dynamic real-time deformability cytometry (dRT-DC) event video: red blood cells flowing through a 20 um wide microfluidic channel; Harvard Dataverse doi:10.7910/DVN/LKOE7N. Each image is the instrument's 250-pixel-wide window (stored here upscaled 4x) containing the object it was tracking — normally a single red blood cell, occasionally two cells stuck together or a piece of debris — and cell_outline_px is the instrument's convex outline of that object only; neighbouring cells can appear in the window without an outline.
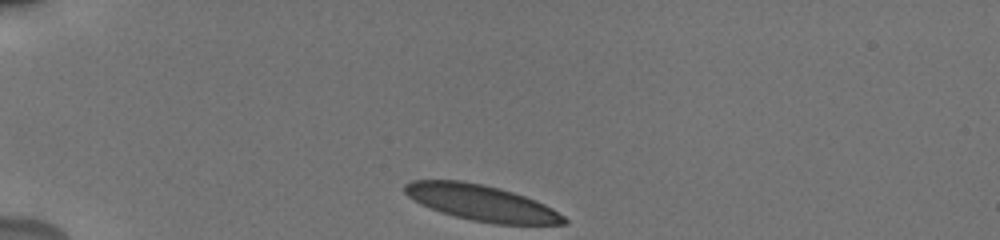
{"species": "human", "species_latin": "Homo sapiens", "temperature_condition": "cold", "stored_images_in_passage": 36, "camera_frame_rate_fps": 3000, "um_per_image_px": 0.085, "donor": {"sex": "male"}, "frame": {"image": 1, "passage_image": 1, "time_ms": 0.0, "image_size_px": [1000, 240], "cell_outline_px": [[568, 224], [496, 224], [472, 220], [440, 212], [420, 204], [408, 196], [404, 192], [404, 184], [412, 180], [460, 180], [484, 184], [500, 188], [536, 200], [552, 208], [564, 216], [568, 220]], "centroid_in_image_um": [40.91, 17.23], "position_along_channel_um": 44.1, "area_um2": 33.23}}
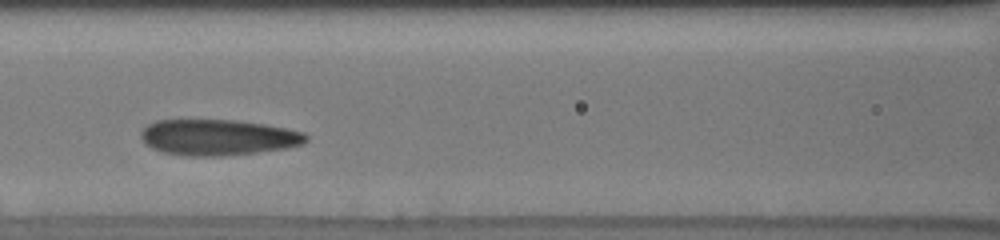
{"frame": {"image": 2, "passage_image": 13, "time_ms": 4.0, "image_size_px": [1000, 240], "cell_outline_px": [[308, 140], [304, 144], [288, 148], [256, 152], [220, 156], [184, 156], [164, 152], [152, 148], [144, 144], [140, 136], [140, 132], [148, 124], [156, 120], [236, 120], [264, 124], [304, 132], [308, 136]], "centroid_in_image_um": [18.52, 11.68], "position_along_channel_um": 148.1, "area_um2": 34.68}}
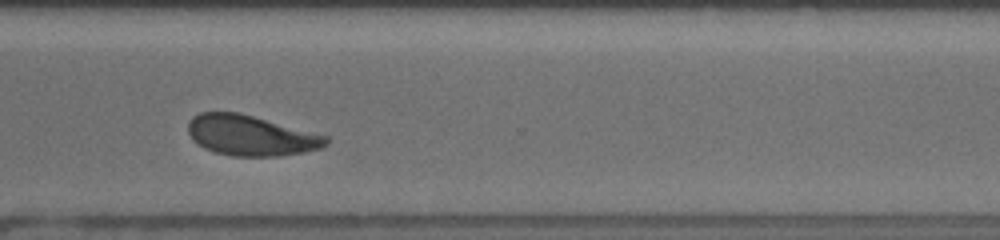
{"frame": {"image": 3, "passage_image": 29, "time_ms": 9.333, "image_size_px": [1000, 240], "cell_outline_px": [[328, 144], [324, 148], [304, 152], [280, 156], [232, 156], [216, 152], [204, 148], [192, 140], [188, 132], [188, 124], [192, 116], [200, 112], [240, 112], [328, 136]], "centroid_in_image_um": [21.32, 11.51], "position_along_channel_um": 349.3, "area_um2": 32.66}, "authors_computed_cell_mechanics": {"area_um2": 34.0153, "velocity_mm_per_s": 3.7759, "shape_relaxation_time_tau1_ms": 3.8184, "shape_relaxation_time_tau2_ms": 0.8488, "deformation_change_tau1": 0.1443, "deformation_change_tau2": 0.0626}}